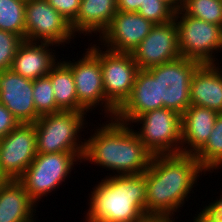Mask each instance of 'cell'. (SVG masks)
Wrapping results in <instances>:
<instances>
[{
    "mask_svg": "<svg viewBox=\"0 0 222 222\" xmlns=\"http://www.w3.org/2000/svg\"><path fill=\"white\" fill-rule=\"evenodd\" d=\"M203 173L206 176L194 155H153L143 173L146 176V215L174 217L188 201L191 196L188 194L194 191L192 188Z\"/></svg>",
    "mask_w": 222,
    "mask_h": 222,
    "instance_id": "cell-1",
    "label": "cell"
},
{
    "mask_svg": "<svg viewBox=\"0 0 222 222\" xmlns=\"http://www.w3.org/2000/svg\"><path fill=\"white\" fill-rule=\"evenodd\" d=\"M104 123L96 127L95 133L91 132L88 139L83 138L85 148L82 161L115 171V176L143 174L153 155L131 125L116 118H109Z\"/></svg>",
    "mask_w": 222,
    "mask_h": 222,
    "instance_id": "cell-2",
    "label": "cell"
},
{
    "mask_svg": "<svg viewBox=\"0 0 222 222\" xmlns=\"http://www.w3.org/2000/svg\"><path fill=\"white\" fill-rule=\"evenodd\" d=\"M89 195L85 222H136L146 215V176L105 175Z\"/></svg>",
    "mask_w": 222,
    "mask_h": 222,
    "instance_id": "cell-3",
    "label": "cell"
},
{
    "mask_svg": "<svg viewBox=\"0 0 222 222\" xmlns=\"http://www.w3.org/2000/svg\"><path fill=\"white\" fill-rule=\"evenodd\" d=\"M85 115L86 112L61 110L40 116L34 123L37 153L84 152L80 133L88 126Z\"/></svg>",
    "mask_w": 222,
    "mask_h": 222,
    "instance_id": "cell-4",
    "label": "cell"
},
{
    "mask_svg": "<svg viewBox=\"0 0 222 222\" xmlns=\"http://www.w3.org/2000/svg\"><path fill=\"white\" fill-rule=\"evenodd\" d=\"M89 46L85 49L87 51L82 54L83 57L81 55L77 61L61 59L71 69L74 77L78 112L88 113L95 110L96 106H101L100 110L105 111V117L115 118L117 110L107 101L104 94L101 61L99 60V43L90 44Z\"/></svg>",
    "mask_w": 222,
    "mask_h": 222,
    "instance_id": "cell-5",
    "label": "cell"
},
{
    "mask_svg": "<svg viewBox=\"0 0 222 222\" xmlns=\"http://www.w3.org/2000/svg\"><path fill=\"white\" fill-rule=\"evenodd\" d=\"M83 154L84 152L37 153L19 181L39 204L42 197H48L49 193L67 180L75 164L83 163Z\"/></svg>",
    "mask_w": 222,
    "mask_h": 222,
    "instance_id": "cell-6",
    "label": "cell"
},
{
    "mask_svg": "<svg viewBox=\"0 0 222 222\" xmlns=\"http://www.w3.org/2000/svg\"><path fill=\"white\" fill-rule=\"evenodd\" d=\"M174 20L182 57L197 61L201 65H221V62L216 61L218 59L215 53L222 51V26L185 15L181 10L175 12Z\"/></svg>",
    "mask_w": 222,
    "mask_h": 222,
    "instance_id": "cell-7",
    "label": "cell"
},
{
    "mask_svg": "<svg viewBox=\"0 0 222 222\" xmlns=\"http://www.w3.org/2000/svg\"><path fill=\"white\" fill-rule=\"evenodd\" d=\"M142 124L134 130L152 155L181 153L182 115L167 108L155 109L135 118L130 125Z\"/></svg>",
    "mask_w": 222,
    "mask_h": 222,
    "instance_id": "cell-8",
    "label": "cell"
},
{
    "mask_svg": "<svg viewBox=\"0 0 222 222\" xmlns=\"http://www.w3.org/2000/svg\"><path fill=\"white\" fill-rule=\"evenodd\" d=\"M200 65L197 61L181 56L148 69L158 78V102H163V108L180 115L186 111L191 105V79Z\"/></svg>",
    "mask_w": 222,
    "mask_h": 222,
    "instance_id": "cell-9",
    "label": "cell"
},
{
    "mask_svg": "<svg viewBox=\"0 0 222 222\" xmlns=\"http://www.w3.org/2000/svg\"><path fill=\"white\" fill-rule=\"evenodd\" d=\"M71 24L46 0H31L25 7V40L65 46L76 37ZM61 44V45H60Z\"/></svg>",
    "mask_w": 222,
    "mask_h": 222,
    "instance_id": "cell-10",
    "label": "cell"
},
{
    "mask_svg": "<svg viewBox=\"0 0 222 222\" xmlns=\"http://www.w3.org/2000/svg\"><path fill=\"white\" fill-rule=\"evenodd\" d=\"M99 60L105 97L118 110L131 94L139 67L131 53L113 52L100 46Z\"/></svg>",
    "mask_w": 222,
    "mask_h": 222,
    "instance_id": "cell-11",
    "label": "cell"
},
{
    "mask_svg": "<svg viewBox=\"0 0 222 222\" xmlns=\"http://www.w3.org/2000/svg\"><path fill=\"white\" fill-rule=\"evenodd\" d=\"M37 155L34 123H19L0 139V173L19 180Z\"/></svg>",
    "mask_w": 222,
    "mask_h": 222,
    "instance_id": "cell-12",
    "label": "cell"
},
{
    "mask_svg": "<svg viewBox=\"0 0 222 222\" xmlns=\"http://www.w3.org/2000/svg\"><path fill=\"white\" fill-rule=\"evenodd\" d=\"M131 54L139 69H149L181 57L175 20L154 24Z\"/></svg>",
    "mask_w": 222,
    "mask_h": 222,
    "instance_id": "cell-13",
    "label": "cell"
},
{
    "mask_svg": "<svg viewBox=\"0 0 222 222\" xmlns=\"http://www.w3.org/2000/svg\"><path fill=\"white\" fill-rule=\"evenodd\" d=\"M153 25L137 12L117 11L99 37V45L113 52L131 53L150 33Z\"/></svg>",
    "mask_w": 222,
    "mask_h": 222,
    "instance_id": "cell-14",
    "label": "cell"
},
{
    "mask_svg": "<svg viewBox=\"0 0 222 222\" xmlns=\"http://www.w3.org/2000/svg\"><path fill=\"white\" fill-rule=\"evenodd\" d=\"M32 94L33 80L22 77L11 69L0 72V103L19 123H35L40 117Z\"/></svg>",
    "mask_w": 222,
    "mask_h": 222,
    "instance_id": "cell-15",
    "label": "cell"
},
{
    "mask_svg": "<svg viewBox=\"0 0 222 222\" xmlns=\"http://www.w3.org/2000/svg\"><path fill=\"white\" fill-rule=\"evenodd\" d=\"M163 108V102H158V78L148 69H139L129 98L117 110L115 118L131 124L138 116Z\"/></svg>",
    "mask_w": 222,
    "mask_h": 222,
    "instance_id": "cell-16",
    "label": "cell"
},
{
    "mask_svg": "<svg viewBox=\"0 0 222 222\" xmlns=\"http://www.w3.org/2000/svg\"><path fill=\"white\" fill-rule=\"evenodd\" d=\"M57 45L24 40L17 49L10 69L22 77L36 80L46 76L58 62L51 48ZM50 47V48H49Z\"/></svg>",
    "mask_w": 222,
    "mask_h": 222,
    "instance_id": "cell-17",
    "label": "cell"
},
{
    "mask_svg": "<svg viewBox=\"0 0 222 222\" xmlns=\"http://www.w3.org/2000/svg\"><path fill=\"white\" fill-rule=\"evenodd\" d=\"M218 112L190 105L182 114L181 154L195 155L207 142Z\"/></svg>",
    "mask_w": 222,
    "mask_h": 222,
    "instance_id": "cell-18",
    "label": "cell"
},
{
    "mask_svg": "<svg viewBox=\"0 0 222 222\" xmlns=\"http://www.w3.org/2000/svg\"><path fill=\"white\" fill-rule=\"evenodd\" d=\"M222 66L202 64L194 72L190 84L191 105L222 113Z\"/></svg>",
    "mask_w": 222,
    "mask_h": 222,
    "instance_id": "cell-19",
    "label": "cell"
},
{
    "mask_svg": "<svg viewBox=\"0 0 222 222\" xmlns=\"http://www.w3.org/2000/svg\"><path fill=\"white\" fill-rule=\"evenodd\" d=\"M37 206L19 180L0 185V222H35Z\"/></svg>",
    "mask_w": 222,
    "mask_h": 222,
    "instance_id": "cell-20",
    "label": "cell"
},
{
    "mask_svg": "<svg viewBox=\"0 0 222 222\" xmlns=\"http://www.w3.org/2000/svg\"><path fill=\"white\" fill-rule=\"evenodd\" d=\"M116 13L117 0H81L77 17L71 23L72 31L79 35L100 37Z\"/></svg>",
    "mask_w": 222,
    "mask_h": 222,
    "instance_id": "cell-21",
    "label": "cell"
},
{
    "mask_svg": "<svg viewBox=\"0 0 222 222\" xmlns=\"http://www.w3.org/2000/svg\"><path fill=\"white\" fill-rule=\"evenodd\" d=\"M47 74L50 77L57 107L62 111H77L78 99L71 69L60 59Z\"/></svg>",
    "mask_w": 222,
    "mask_h": 222,
    "instance_id": "cell-22",
    "label": "cell"
},
{
    "mask_svg": "<svg viewBox=\"0 0 222 222\" xmlns=\"http://www.w3.org/2000/svg\"><path fill=\"white\" fill-rule=\"evenodd\" d=\"M194 156L205 172L213 173L222 167V113L218 114L209 139Z\"/></svg>",
    "mask_w": 222,
    "mask_h": 222,
    "instance_id": "cell-23",
    "label": "cell"
},
{
    "mask_svg": "<svg viewBox=\"0 0 222 222\" xmlns=\"http://www.w3.org/2000/svg\"><path fill=\"white\" fill-rule=\"evenodd\" d=\"M25 7L23 0H0V30L12 32L25 40Z\"/></svg>",
    "mask_w": 222,
    "mask_h": 222,
    "instance_id": "cell-24",
    "label": "cell"
},
{
    "mask_svg": "<svg viewBox=\"0 0 222 222\" xmlns=\"http://www.w3.org/2000/svg\"><path fill=\"white\" fill-rule=\"evenodd\" d=\"M185 15L222 26V0H183Z\"/></svg>",
    "mask_w": 222,
    "mask_h": 222,
    "instance_id": "cell-25",
    "label": "cell"
},
{
    "mask_svg": "<svg viewBox=\"0 0 222 222\" xmlns=\"http://www.w3.org/2000/svg\"><path fill=\"white\" fill-rule=\"evenodd\" d=\"M32 95L36 112L40 116L61 111L56 105L52 83L48 75L33 80Z\"/></svg>",
    "mask_w": 222,
    "mask_h": 222,
    "instance_id": "cell-26",
    "label": "cell"
},
{
    "mask_svg": "<svg viewBox=\"0 0 222 222\" xmlns=\"http://www.w3.org/2000/svg\"><path fill=\"white\" fill-rule=\"evenodd\" d=\"M137 13L153 24L169 22L175 16V11L162 0H143Z\"/></svg>",
    "mask_w": 222,
    "mask_h": 222,
    "instance_id": "cell-27",
    "label": "cell"
},
{
    "mask_svg": "<svg viewBox=\"0 0 222 222\" xmlns=\"http://www.w3.org/2000/svg\"><path fill=\"white\" fill-rule=\"evenodd\" d=\"M23 41L12 32L0 30V72L10 69L17 49Z\"/></svg>",
    "mask_w": 222,
    "mask_h": 222,
    "instance_id": "cell-28",
    "label": "cell"
},
{
    "mask_svg": "<svg viewBox=\"0 0 222 222\" xmlns=\"http://www.w3.org/2000/svg\"><path fill=\"white\" fill-rule=\"evenodd\" d=\"M71 24L77 17L81 0H46Z\"/></svg>",
    "mask_w": 222,
    "mask_h": 222,
    "instance_id": "cell-29",
    "label": "cell"
},
{
    "mask_svg": "<svg viewBox=\"0 0 222 222\" xmlns=\"http://www.w3.org/2000/svg\"><path fill=\"white\" fill-rule=\"evenodd\" d=\"M222 195L218 196L216 200L206 205L201 212H198L196 218L200 222H222ZM220 197V198H219Z\"/></svg>",
    "mask_w": 222,
    "mask_h": 222,
    "instance_id": "cell-30",
    "label": "cell"
},
{
    "mask_svg": "<svg viewBox=\"0 0 222 222\" xmlns=\"http://www.w3.org/2000/svg\"><path fill=\"white\" fill-rule=\"evenodd\" d=\"M18 124L19 121L3 104L0 103V139L6 136Z\"/></svg>",
    "mask_w": 222,
    "mask_h": 222,
    "instance_id": "cell-31",
    "label": "cell"
},
{
    "mask_svg": "<svg viewBox=\"0 0 222 222\" xmlns=\"http://www.w3.org/2000/svg\"><path fill=\"white\" fill-rule=\"evenodd\" d=\"M143 0H117V11L137 12Z\"/></svg>",
    "mask_w": 222,
    "mask_h": 222,
    "instance_id": "cell-32",
    "label": "cell"
},
{
    "mask_svg": "<svg viewBox=\"0 0 222 222\" xmlns=\"http://www.w3.org/2000/svg\"><path fill=\"white\" fill-rule=\"evenodd\" d=\"M172 217V218H171ZM175 217L171 215H155V214H147L142 216L136 222H175Z\"/></svg>",
    "mask_w": 222,
    "mask_h": 222,
    "instance_id": "cell-33",
    "label": "cell"
},
{
    "mask_svg": "<svg viewBox=\"0 0 222 222\" xmlns=\"http://www.w3.org/2000/svg\"><path fill=\"white\" fill-rule=\"evenodd\" d=\"M167 5H169L175 12H178L181 10L183 5V0H162Z\"/></svg>",
    "mask_w": 222,
    "mask_h": 222,
    "instance_id": "cell-34",
    "label": "cell"
},
{
    "mask_svg": "<svg viewBox=\"0 0 222 222\" xmlns=\"http://www.w3.org/2000/svg\"><path fill=\"white\" fill-rule=\"evenodd\" d=\"M5 181V179L3 178V176L0 173V185Z\"/></svg>",
    "mask_w": 222,
    "mask_h": 222,
    "instance_id": "cell-35",
    "label": "cell"
},
{
    "mask_svg": "<svg viewBox=\"0 0 222 222\" xmlns=\"http://www.w3.org/2000/svg\"><path fill=\"white\" fill-rule=\"evenodd\" d=\"M193 217H194L193 222H200V221L196 218V216H193Z\"/></svg>",
    "mask_w": 222,
    "mask_h": 222,
    "instance_id": "cell-36",
    "label": "cell"
}]
</instances>
